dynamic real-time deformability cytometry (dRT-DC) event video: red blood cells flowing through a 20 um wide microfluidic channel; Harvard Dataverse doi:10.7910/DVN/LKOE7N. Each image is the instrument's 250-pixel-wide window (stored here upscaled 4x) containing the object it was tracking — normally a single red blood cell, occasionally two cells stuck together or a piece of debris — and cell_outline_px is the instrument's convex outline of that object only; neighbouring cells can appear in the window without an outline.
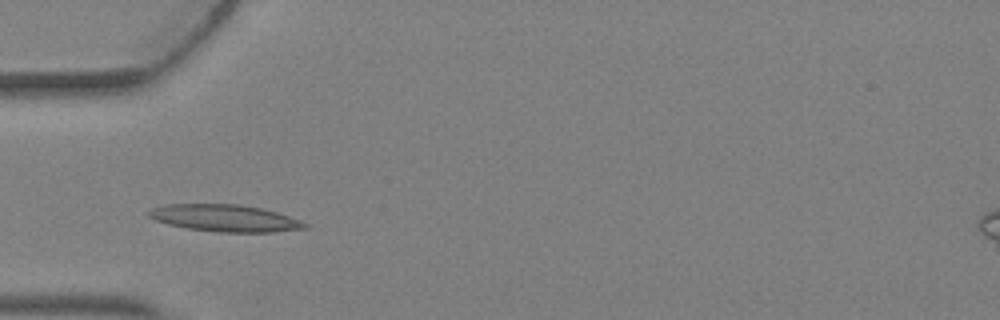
{"species": "Egyptian fruit bat (a non-hibernating species)", "species_latin": "Rousettus aegyptiacus", "temperature_condition": "warm", "stored_images_in_passage": 4, "camera_frame_rate_fps": 3000, "um_per_image_px": 0.085, "animal": {"sex": "female"}, "frame": {"image": 1, "passage_image": 3, "time_ms": 0.667, "image_size_px": [1000, 320], "cell_outline_px": [[308, 228], [272, 232], [220, 232], [188, 228], [168, 224], [156, 220], [148, 216], [148, 212], [152, 208], [164, 204], [240, 204], [260, 208], [276, 212], [300, 220], [308, 224]], "centroid_in_image_um": [19.12, 18.53], "position_along_channel_um": 65.9, "area_um2": 24.39}}
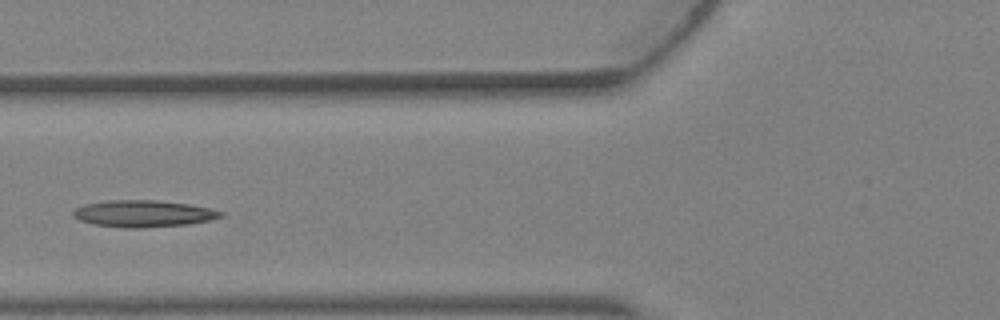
{"frame": {"image": 2, "passage_image": 4, "time_ms": 1.0, "image_size_px": [1000, 320], "cell_outline_px": [[224, 216], [212, 220], [188, 224], [144, 228], [124, 228], [92, 224], [80, 220], [72, 216], [72, 212], [76, 208], [84, 204], [108, 200], [156, 200], [188, 204], [212, 208], [224, 212]], "centroid_in_image_um": [12.2, 18.16], "position_along_channel_um": 113.6, "area_um2": 23.29}}